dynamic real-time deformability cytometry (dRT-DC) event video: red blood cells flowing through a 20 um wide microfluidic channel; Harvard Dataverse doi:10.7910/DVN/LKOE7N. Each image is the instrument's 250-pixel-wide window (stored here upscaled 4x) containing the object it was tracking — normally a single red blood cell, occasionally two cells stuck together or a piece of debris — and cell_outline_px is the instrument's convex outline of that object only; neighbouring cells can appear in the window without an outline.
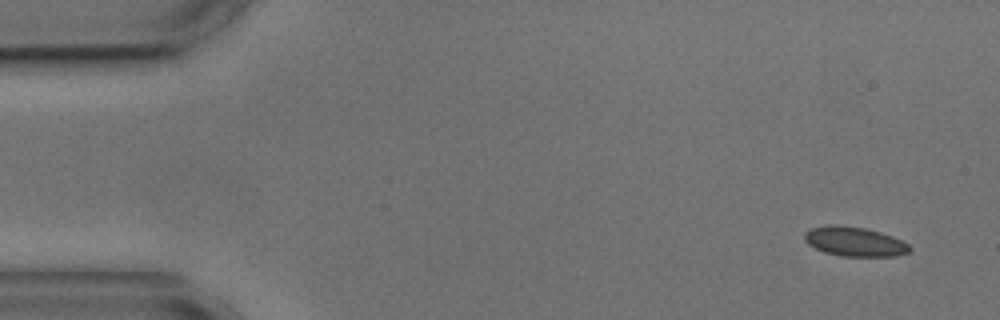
{"species": "common noctule bat (a hibernating species)", "species_latin": "Nyctalus noctula", "temperature_condition": "cold", "stored_images_in_passage": 3, "camera_frame_rate_fps": 3000, "um_per_image_px": 0.085, "animal": {"sex": "male", "body_mass_g": 17.9, "forearm_length_mm": 54.2}, "frame": {"image": 1, "passage_image": 1, "time_ms": 0.0, "image_size_px": [1000, 320], "cell_outline_px": [[912, 248], [908, 252], [896, 256], [840, 256], [824, 252], [808, 244], [804, 240], [804, 232], [812, 228], [828, 224], [836, 224], [864, 228], [880, 232], [892, 236], [908, 244]], "centroid_in_image_um": [72.61, 20.53], "position_along_channel_um": 12.4, "area_um2": 18.03}}